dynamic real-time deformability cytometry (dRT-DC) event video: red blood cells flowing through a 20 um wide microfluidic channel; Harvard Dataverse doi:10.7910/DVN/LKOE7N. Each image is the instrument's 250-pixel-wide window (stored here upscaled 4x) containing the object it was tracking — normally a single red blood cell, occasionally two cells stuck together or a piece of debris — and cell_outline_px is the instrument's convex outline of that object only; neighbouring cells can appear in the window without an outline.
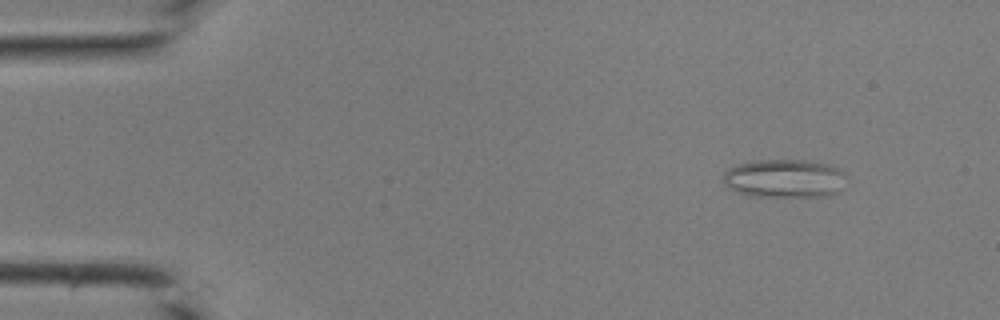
{"species": "common noctule bat (a hibernating species)", "species_latin": "Nyctalus noctula", "temperature_condition": "room temperature", "stored_images_in_passage": 39, "camera_frame_rate_fps": 3000, "um_per_image_px": 0.085, "animal": {"sex": "male", "body_mass_g": 19.0, "forearm_length_mm": 50.8}, "frame": {"image": 1, "passage_image": 1, "time_ms": 0.0, "image_size_px": [1000, 320], "cell_outline_px": [[844, 176], [836, 192], [828, 196], [752, 196], [728, 188], [724, 184], [724, 172], [728, 168], [736, 164], [752, 160], [804, 160], [832, 164], [844, 172]], "centroid_in_image_um": [66.63, 15.15], "position_along_channel_um": 18.4, "area_um2": 27.46}}
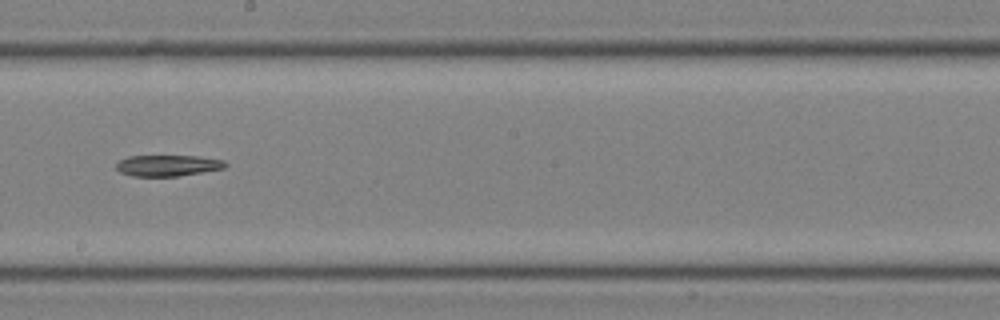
{"frame": {"image": 2, "passage_image": 21, "time_ms": 6.667, "image_size_px": [1000, 320], "cell_outline_px": [[228, 164], [224, 168], [180, 176], [132, 176], [120, 172], [116, 168], [116, 164], [120, 160], [128, 156], [200, 156], [224, 160]], "centroid_in_image_um": [14.27, 14.07], "position_along_channel_um": 233.9, "area_um2": 13.47}}
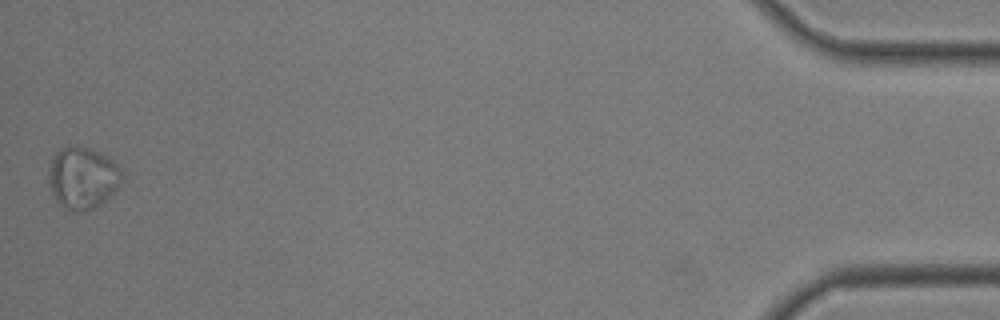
{"frame": {"image": 3, "passage_image": 39, "time_ms": 12.667, "image_size_px": [1000, 320], "cell_outline_px": [[124, 180], [104, 200], [92, 208], [80, 212], [72, 212], [60, 204], [56, 200], [52, 192], [48, 180], [48, 168], [56, 152], [60, 148], [68, 144], [72, 144], [88, 148], [100, 152], [112, 160], [124, 172]], "centroid_in_image_um": [7.01, 15.08], "position_along_channel_um": 428.2, "area_um2": 26.53}}